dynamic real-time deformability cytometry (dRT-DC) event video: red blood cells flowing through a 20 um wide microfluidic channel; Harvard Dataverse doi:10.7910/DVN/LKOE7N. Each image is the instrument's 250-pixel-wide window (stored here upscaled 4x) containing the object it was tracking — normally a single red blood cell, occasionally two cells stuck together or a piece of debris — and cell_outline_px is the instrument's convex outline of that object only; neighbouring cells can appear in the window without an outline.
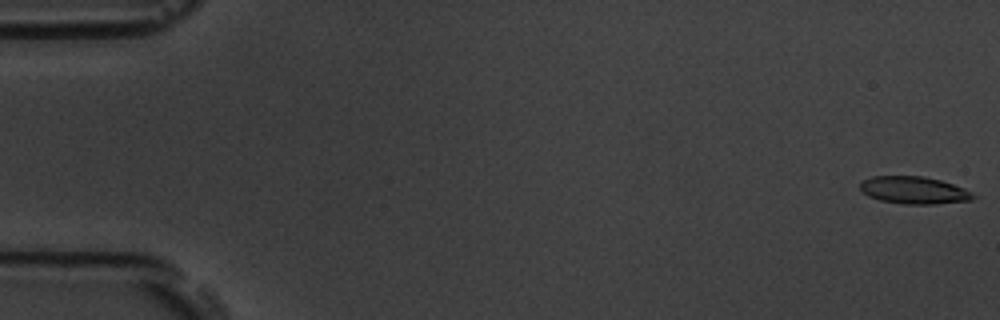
{"species": "common noctule bat (a hibernating species)", "species_latin": "Nyctalus noctula", "temperature_condition": "room temperature", "stored_images_in_passage": 56, "camera_frame_rate_fps": 3000, "um_per_image_px": 0.085, "animal": {"sex": "male", "body_mass_g": 19.5, "forearm_length_mm": 54.6}, "frame": {"image": 1, "passage_image": 1, "time_ms": 0.0, "image_size_px": [1000, 320], "cell_outline_px": [[980, 196], [972, 200], [936, 204], [904, 204], [880, 200], [868, 196], [860, 188], [860, 184], [864, 180], [872, 176], [924, 176], [940, 180], [964, 188]], "centroid_in_image_um": [77.74, 16.17], "position_along_channel_um": 7.3, "area_um2": 18.09}}
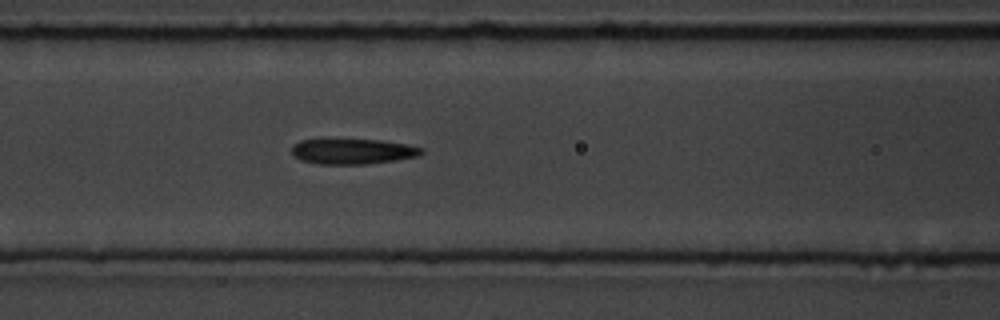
{"frame": {"image": 2, "passage_image": 24, "time_ms": 7.667, "image_size_px": [1000, 320], "cell_outline_px": [[424, 152], [420, 156], [396, 160], [364, 164], [320, 164], [300, 160], [292, 152], [292, 148], [300, 140], [320, 136], [324, 136], [380, 140], [408, 144], [424, 148]], "centroid_in_image_um": [29.96, 12.81], "position_along_channel_um": 136.6, "area_um2": 20.23}}
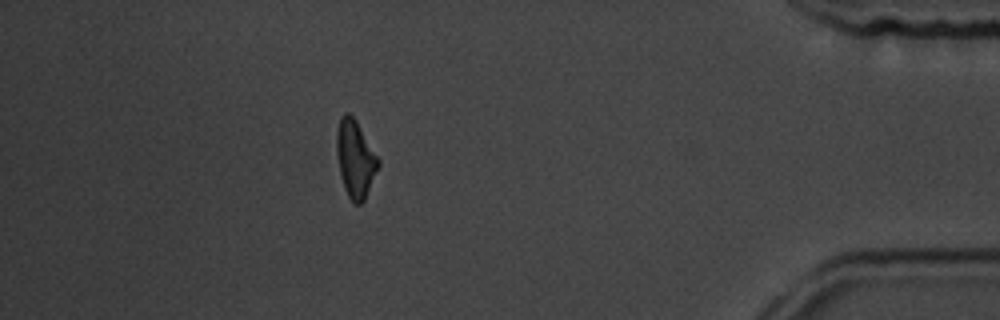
{"frame": {"image": 3, "passage_image": 50, "time_ms": 16.333, "image_size_px": [1000, 320], "cell_outline_px": [[380, 164], [364, 200], [360, 204], [352, 204], [348, 196], [340, 176], [336, 152], [336, 132], [340, 116], [344, 112], [348, 112], [356, 120], [380, 160]], "centroid_in_image_um": [30.18, 13.49], "position_along_channel_um": 405.0, "area_um2": 18.84}, "authors_computed_cell_mechanics": {"area_um2": 19.4208, "velocity_mm_per_s": 3.6479, "shape_relaxation_time_tau1_ms": 5.8259, "shape_relaxation_time_tau2_ms": 4.9895, "deformation_change_tau1": 0.1461, "deformation_change_tau2": 0.1599}}